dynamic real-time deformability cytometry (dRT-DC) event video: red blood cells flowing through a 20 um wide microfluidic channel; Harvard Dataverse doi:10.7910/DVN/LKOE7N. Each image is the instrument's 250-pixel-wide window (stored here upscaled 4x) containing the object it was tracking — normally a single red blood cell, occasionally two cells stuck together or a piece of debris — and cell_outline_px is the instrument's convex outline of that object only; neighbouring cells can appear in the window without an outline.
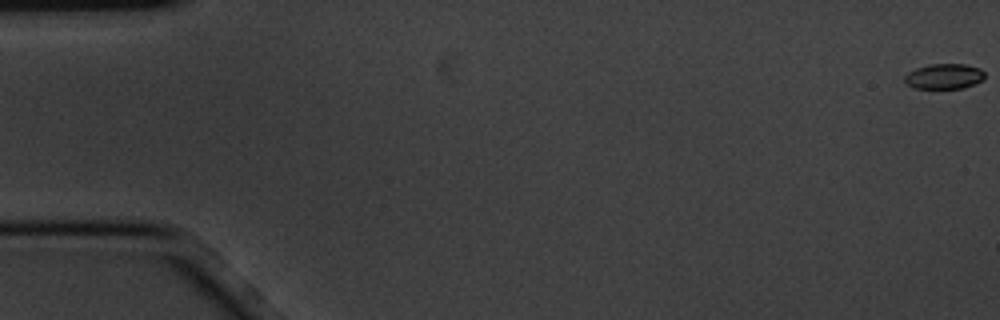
{"species": "common noctule bat (a hibernating species)", "species_latin": "Nyctalus noctula", "temperature_condition": "cold", "stored_images_in_passage": 6, "camera_frame_rate_fps": 3000, "um_per_image_px": 0.085, "animal": {"sex": "male", "body_mass_g": 20.1, "forearm_length_mm": 53.5}, "frame": {"image": 1, "passage_image": 1, "time_ms": 0.0, "image_size_px": [1000, 320], "cell_outline_px": [[984, 80], [960, 88], [916, 88], [904, 84], [904, 76], [908, 72], [916, 68], [928, 64], [964, 64], [980, 68], [984, 72]], "centroid_in_image_um": [80.22, 6.48], "position_along_channel_um": 4.8, "area_um2": 11.79}}
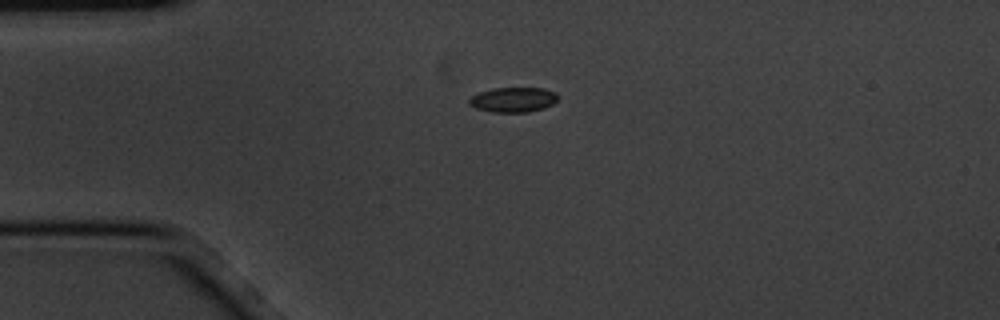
{"frame": {"image": 2, "passage_image": 5, "time_ms": 1.333, "image_size_px": [1000, 320], "cell_outline_px": [[556, 100], [552, 104], [544, 108], [528, 112], [492, 112], [476, 108], [468, 104], [468, 100], [472, 96], [480, 92], [492, 88], [544, 88], [556, 92]], "centroid_in_image_um": [43.61, 8.47], "position_along_channel_um": 41.4, "area_um2": 12.83}}